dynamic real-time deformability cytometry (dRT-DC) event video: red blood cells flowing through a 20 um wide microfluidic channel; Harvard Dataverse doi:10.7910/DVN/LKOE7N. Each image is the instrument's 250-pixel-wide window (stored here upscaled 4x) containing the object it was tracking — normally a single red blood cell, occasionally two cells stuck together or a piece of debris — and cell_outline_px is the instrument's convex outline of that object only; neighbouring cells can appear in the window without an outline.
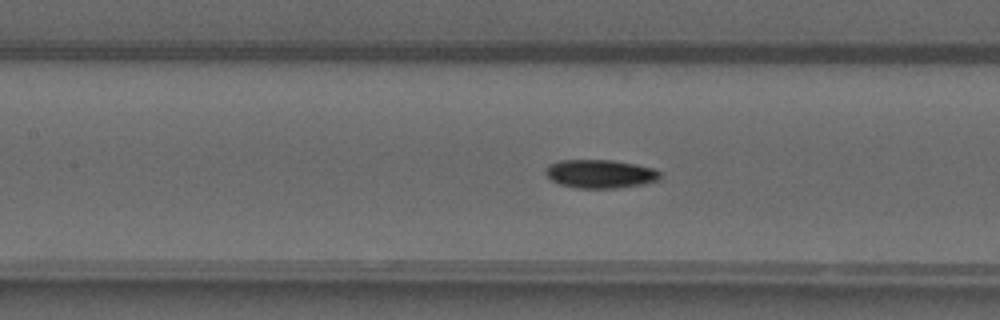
{"species": "common noctule bat (a hibernating species)", "species_latin": "Nyctalus noctula", "temperature_condition": "warm", "stored_images_in_passage": 50, "camera_frame_rate_fps": 3000, "um_per_image_px": 0.085, "animal": {"sex": "male", "forearm_length_mm": 52.5}, "frame": {"image": 1, "passage_image": 23, "time_ms": 7.333, "image_size_px": [1000, 320], "cell_outline_px": [[660, 180], [644, 184], [620, 188], [576, 188], [560, 184], [552, 180], [544, 172], [544, 168], [548, 164], [560, 160], [612, 160], [636, 164], [656, 168], [660, 172]], "centroid_in_image_um": [51.03, 14.77], "position_along_channel_um": 156.4, "area_um2": 19.31}}
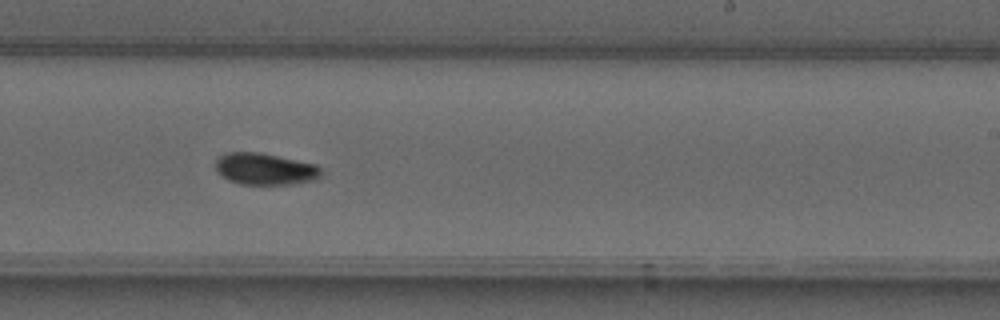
{"frame": {"image": 2, "passage_image": 31, "time_ms": 10.0, "image_size_px": [1000, 320], "cell_outline_px": [[324, 172], [316, 180], [292, 184], [240, 184], [228, 180], [216, 172], [216, 160], [220, 156], [228, 152], [260, 152], [316, 164]], "centroid_in_image_um": [22.54, 14.36], "position_along_channel_um": 266.5, "area_um2": 19.65}}
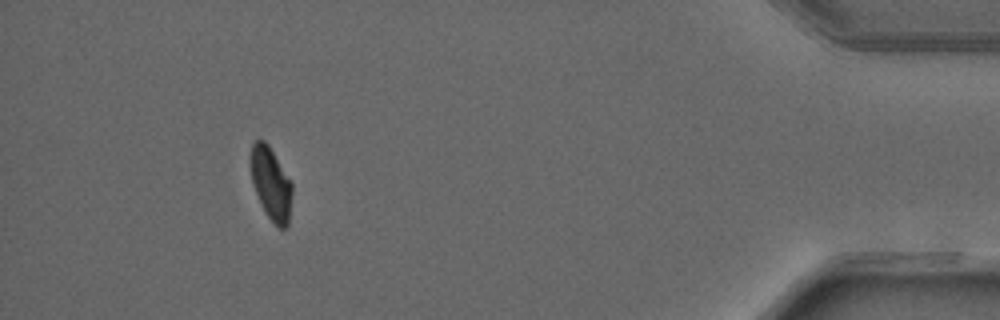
{"frame": {"image": 3, "passage_image": 46, "time_ms": 15.0, "image_size_px": [1000, 320], "cell_outline_px": [[292, 192], [288, 228], [280, 228], [264, 212], [252, 184], [248, 160], [248, 156], [252, 144], [256, 140], [264, 140], [268, 144], [292, 180]], "centroid_in_image_um": [23.01, 15.56], "position_along_channel_um": 412.2, "area_um2": 18.09}, "authors_computed_cell_mechanics": {"area_um2": 18.2937, "velocity_mm_per_s": 4.1526, "shape_relaxation_time_tau1_ms": 4.0619, "shape_relaxation_time_tau2_ms": 2.6972, "deformation_change_tau1": 0.1669, "deformation_change_tau2": 0.0414}}